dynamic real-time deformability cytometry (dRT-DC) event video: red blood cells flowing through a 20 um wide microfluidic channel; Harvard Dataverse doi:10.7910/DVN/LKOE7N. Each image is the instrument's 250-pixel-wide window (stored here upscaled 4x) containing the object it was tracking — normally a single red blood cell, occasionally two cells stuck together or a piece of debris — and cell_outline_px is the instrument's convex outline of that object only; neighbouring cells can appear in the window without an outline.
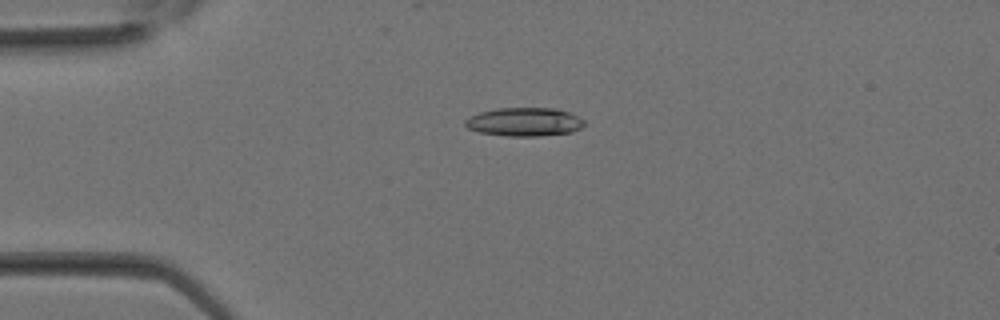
{"species": "Egyptian fruit bat (a non-hibernating species)", "species_latin": "Rousettus aegyptiacus", "temperature_condition": "room temperature", "stored_images_in_passage": 32, "camera_frame_rate_fps": 3000, "um_per_image_px": 0.085, "animal": {"sex": "female"}, "frame": {"image": 1, "passage_image": 8, "time_ms": 2.333, "image_size_px": [1000, 320], "cell_outline_px": [[584, 124], [580, 128], [572, 132], [540, 136], [508, 136], [480, 132], [468, 128], [464, 124], [464, 120], [480, 112], [496, 108], [556, 108], [568, 112], [584, 120]], "centroid_in_image_um": [44.57, 10.36], "position_along_channel_um": 40.4, "area_um2": 19.71}}
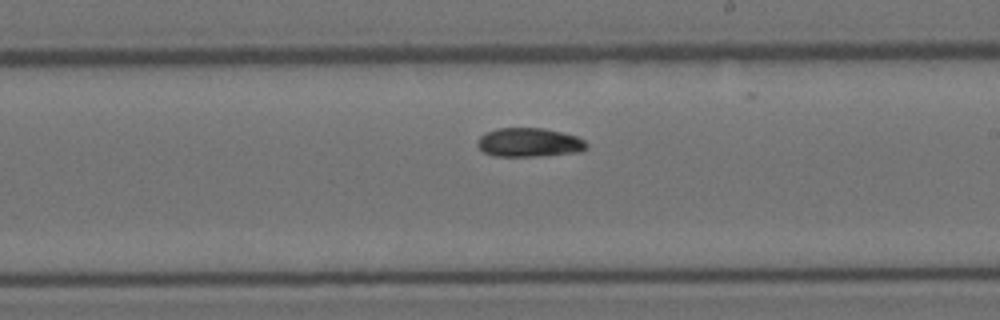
{"frame": {"image": 2, "passage_image": 19, "time_ms": 6.0, "image_size_px": [1000, 320], "cell_outline_px": [[588, 148], [580, 152], [536, 156], [492, 156], [484, 152], [476, 144], [476, 140], [484, 132], [496, 128], [544, 128], [576, 136], [584, 140], [588, 144]], "centroid_in_image_um": [44.95, 12.1], "position_along_channel_um": 244.0, "area_um2": 18.55}}
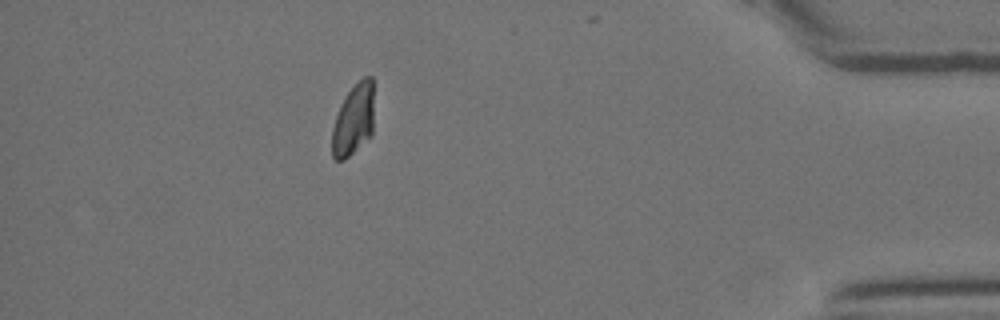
{"frame": {"image": 3, "passage_image": 29, "time_ms": 9.333, "image_size_px": [1000, 320], "cell_outline_px": [[372, 136], [344, 160], [336, 160], [332, 156], [332, 128], [340, 104], [348, 92], [364, 76], [372, 76]], "centroid_in_image_um": [30.03, 10.21], "position_along_channel_um": 405.2, "area_um2": 17.28}}